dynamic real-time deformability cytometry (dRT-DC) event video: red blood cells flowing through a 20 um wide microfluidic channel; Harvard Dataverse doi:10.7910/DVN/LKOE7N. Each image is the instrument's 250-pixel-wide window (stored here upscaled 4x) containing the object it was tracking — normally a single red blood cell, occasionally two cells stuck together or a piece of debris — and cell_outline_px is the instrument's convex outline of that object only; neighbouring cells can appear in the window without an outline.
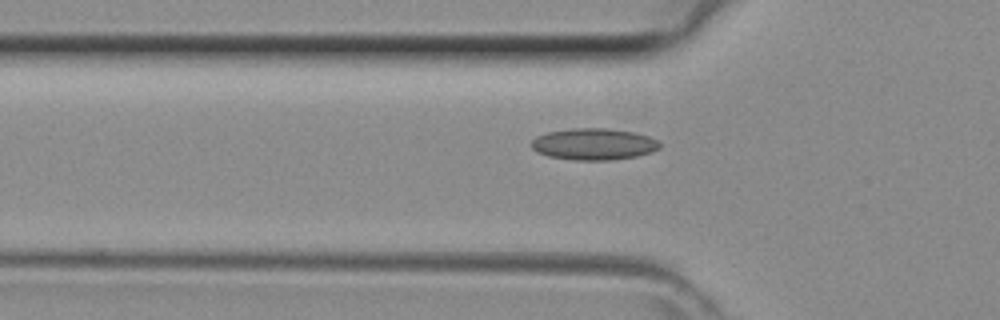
{"species": "common noctule bat (a hibernating species)", "species_latin": "Nyctalus noctula", "temperature_condition": "room temperature", "stored_images_in_passage": 39, "camera_frame_rate_fps": 3000, "um_per_image_px": 0.085, "animal": {"sex": "female", "body_mass_g": 29.2, "forearm_length_mm": 56.3}, "frame": {"image": 1, "passage_image": 14, "time_ms": 4.333, "image_size_px": [1000, 320], "cell_outline_px": [[660, 148], [652, 152], [636, 156], [612, 160], [576, 160], [548, 156], [536, 152], [532, 148], [532, 140], [536, 136], [548, 132], [572, 128], [608, 128], [632, 132], [648, 136], [656, 140], [660, 144]], "centroid_in_image_um": [50.46, 12.25], "position_along_channel_um": 75.3, "area_um2": 23.58}}
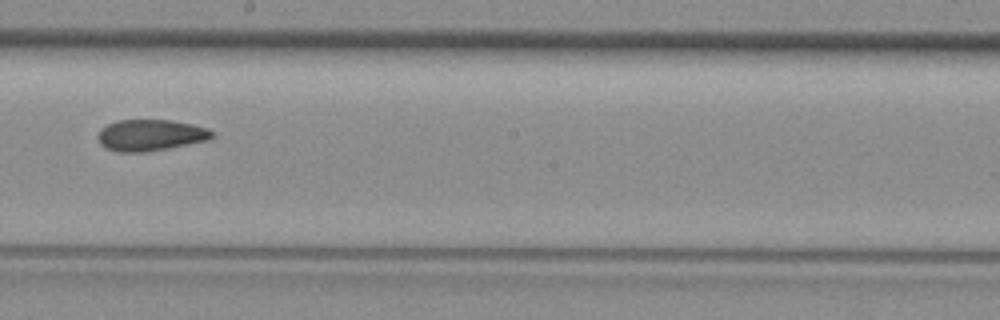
{"frame": {"image": 2, "passage_image": 24, "time_ms": 7.667, "image_size_px": [1000, 320], "cell_outline_px": [[216, 136], [208, 140], [144, 152], [120, 152], [108, 148], [100, 144], [100, 128], [108, 124], [120, 120], [172, 120], [192, 124], [208, 128]], "centroid_in_image_um": [12.83, 11.47], "position_along_channel_um": 235.4, "area_um2": 20.52}}
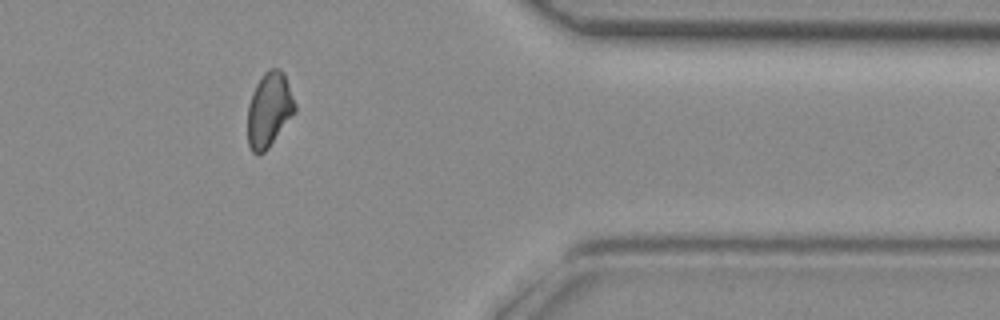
{"frame": {"image": 3, "passage_image": 35, "time_ms": 11.333, "image_size_px": [1000, 320], "cell_outline_px": [[296, 112], [268, 148], [264, 152], [256, 156], [252, 152], [248, 144], [248, 104], [252, 92], [256, 84], [264, 72], [272, 68], [280, 68], [284, 72], [296, 104]], "centroid_in_image_um": [22.88, 9.33], "position_along_channel_um": 388.5, "area_um2": 20.75}}